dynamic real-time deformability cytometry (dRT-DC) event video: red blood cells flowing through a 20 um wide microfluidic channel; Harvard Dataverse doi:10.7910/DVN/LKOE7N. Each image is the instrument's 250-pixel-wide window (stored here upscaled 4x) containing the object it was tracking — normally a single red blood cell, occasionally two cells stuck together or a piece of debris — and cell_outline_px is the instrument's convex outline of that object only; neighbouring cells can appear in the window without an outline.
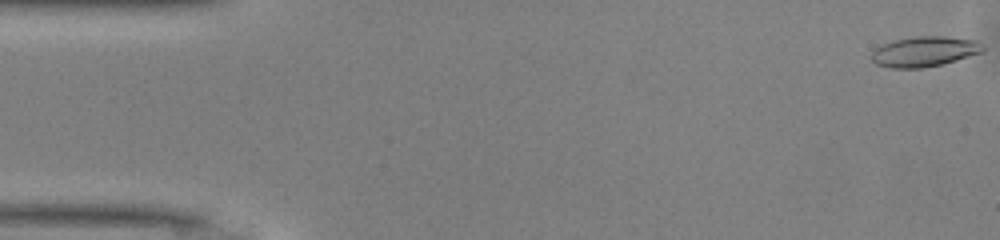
{"species": "common noctule bat (a hibernating species)", "species_latin": "Nyctalus noctula", "temperature_condition": "warm", "stored_images_in_passage": 10, "camera_frame_rate_fps": 3000, "um_per_image_px": 0.085, "animal": {"sex": "male", "body_mass_g": 13.0, "forearm_length_mm": 53.1}, "frame": {"image": 1, "passage_image": 1, "time_ms": 0.0, "image_size_px": [1000, 240], "cell_outline_px": [[984, 52], [944, 64], [920, 68], [888, 68], [876, 64], [872, 60], [872, 52], [876, 48], [884, 44], [896, 40], [916, 36], [944, 36], [980, 40], [984, 44]], "centroid_in_image_um": [78.65, 4.38], "position_along_channel_um": 6.3, "area_um2": 19.83}}